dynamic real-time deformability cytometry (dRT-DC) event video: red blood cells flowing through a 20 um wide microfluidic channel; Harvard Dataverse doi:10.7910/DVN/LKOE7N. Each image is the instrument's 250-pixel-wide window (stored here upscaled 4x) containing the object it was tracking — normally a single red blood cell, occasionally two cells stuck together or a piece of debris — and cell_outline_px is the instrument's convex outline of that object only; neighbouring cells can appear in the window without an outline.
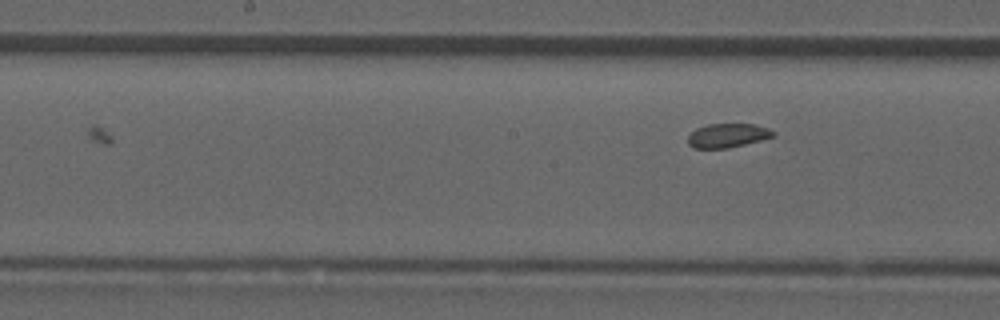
{"species": "common noctule bat (a hibernating species)", "species_latin": "Nyctalus noctula", "temperature_condition": "room temperature", "stored_images_in_passage": 5, "camera_frame_rate_fps": 3000, "um_per_image_px": 0.085, "animal": {"sex": "male", "forearm_length_mm": 52.5}, "frame": {"image": 1, "passage_image": 5, "time_ms": 1.333, "image_size_px": [1000, 320], "cell_outline_px": [[776, 136], [728, 148], [692, 148], [688, 144], [688, 136], [696, 128], [708, 124], [752, 124], [768, 128], [776, 132]], "centroid_in_image_um": [61.84, 11.51], "position_along_channel_um": 186.4, "area_um2": 11.91}}